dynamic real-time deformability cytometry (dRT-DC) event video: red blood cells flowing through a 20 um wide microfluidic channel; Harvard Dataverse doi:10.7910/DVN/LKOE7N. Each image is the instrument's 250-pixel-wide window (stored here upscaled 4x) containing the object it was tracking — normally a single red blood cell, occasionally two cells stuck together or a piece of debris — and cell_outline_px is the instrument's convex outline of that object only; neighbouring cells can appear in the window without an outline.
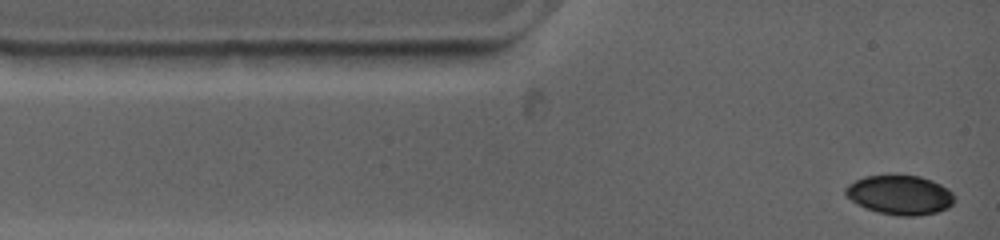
{"species": "common noctule bat (a hibernating species)", "species_latin": "Nyctalus noctula", "temperature_condition": "warm", "stored_images_in_passage": 27, "camera_frame_rate_fps": 4500, "um_per_image_px": 0.085, "animal": {"sex": "female", "body_mass_g": 19.0, "forearm_length_mm": 53.3}, "frame": {"image": 1, "passage_image": 1, "time_ms": 0.0, "image_size_px": [1000, 240], "cell_outline_px": [[956, 200], [948, 208], [936, 212], [916, 216], [900, 216], [876, 212], [864, 208], [856, 204], [844, 192], [844, 188], [848, 184], [864, 176], [920, 176], [932, 180], [948, 188], [952, 192]], "centroid_in_image_um": [76.5, 16.58], "position_along_channel_um": 8.5, "area_um2": 25.03}}
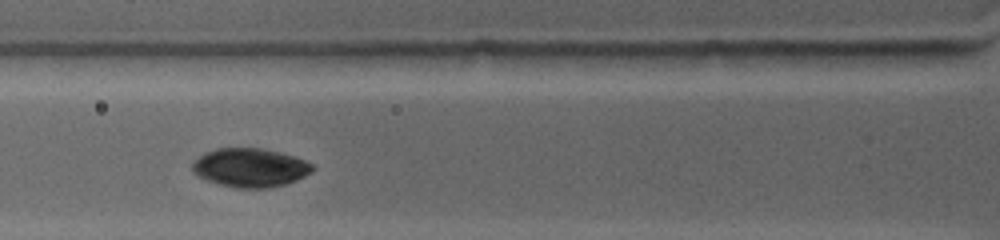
{"frame": {"image": 2, "passage_image": 12, "time_ms": 3.556, "image_size_px": [1000, 240], "cell_outline_px": [[316, 168], [312, 172], [296, 180], [284, 184], [268, 188], [236, 188], [220, 184], [208, 180], [192, 172], [192, 164], [204, 152], [216, 148], [260, 148], [280, 152], [296, 156], [312, 164]], "centroid_in_image_um": [21.29, 14.24], "position_along_channel_um": 104.5, "area_um2": 27.11}}
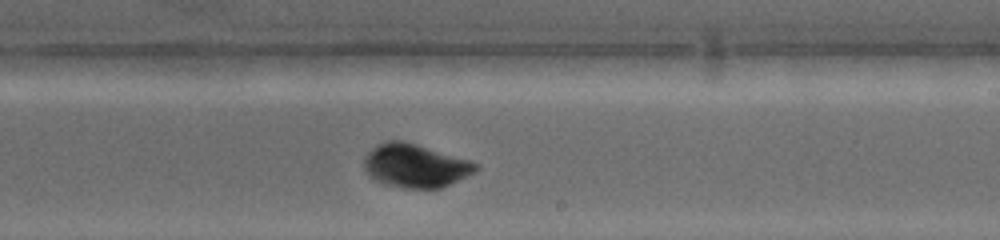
{"frame": {"image": 3, "passage_image": 27, "time_ms": 7.556, "image_size_px": [1000, 240], "cell_outline_px": [[480, 168], [476, 172], [440, 188], [404, 188], [384, 184], [376, 180], [364, 168], [364, 156], [376, 144], [388, 140], [404, 140], [468, 160], [480, 164]], "centroid_in_image_um": [35.3, 14.07], "position_along_channel_um": 253.7, "area_um2": 28.21}}